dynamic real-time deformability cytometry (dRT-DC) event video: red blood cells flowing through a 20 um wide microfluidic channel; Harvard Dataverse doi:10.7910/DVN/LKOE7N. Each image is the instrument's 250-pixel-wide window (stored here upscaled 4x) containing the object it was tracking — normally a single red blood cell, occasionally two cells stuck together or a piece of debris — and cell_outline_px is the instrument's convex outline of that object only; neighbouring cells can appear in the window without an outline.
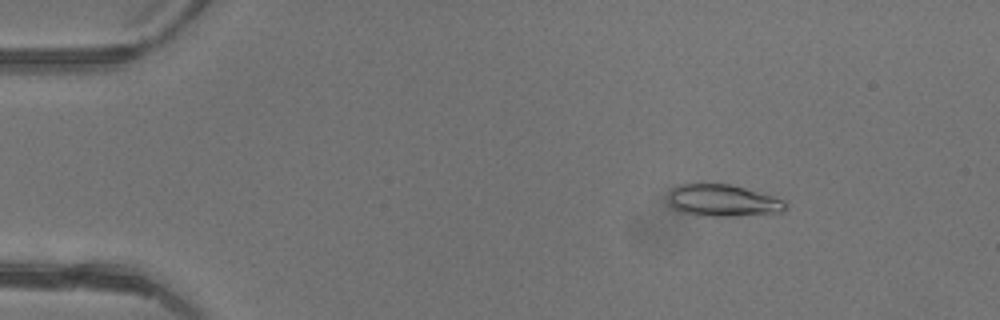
{"species": "common noctule bat (a hibernating species)", "species_latin": "Nyctalus noctula", "temperature_condition": "warm", "stored_images_in_passage": 42, "camera_frame_rate_fps": 3000, "um_per_image_px": 0.085, "animal": {"sex": "female"}, "frame": {"image": 1, "passage_image": 2, "time_ms": 0.333, "image_size_px": [1000, 320], "cell_outline_px": [[788, 208], [780, 212], [736, 216], [704, 216], [680, 212], [672, 208], [668, 204], [668, 192], [672, 188], [680, 184], [728, 184], [744, 188], [788, 200]], "centroid_in_image_um": [61.44, 17.05], "position_along_channel_um": 23.6, "area_um2": 22.08}}
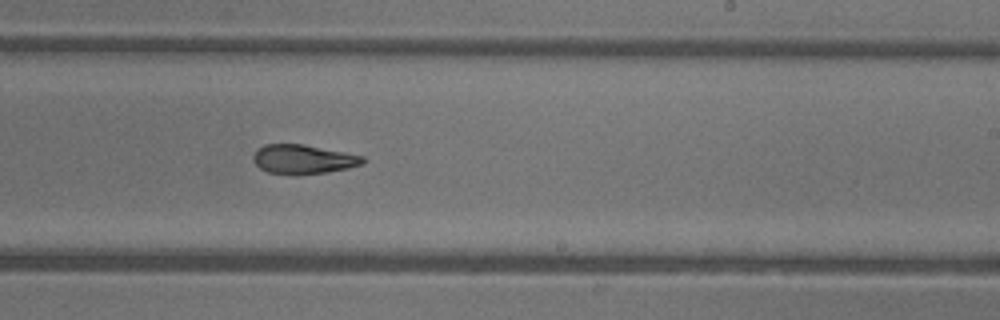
{"frame": {"image": 2, "passage_image": 24, "time_ms": 7.667, "image_size_px": [1000, 320], "cell_outline_px": [[364, 164], [348, 168], [324, 172], [296, 176], [288, 176], [268, 172], [260, 168], [252, 160], [252, 156], [256, 148], [264, 144], [304, 144], [364, 156]], "centroid_in_image_um": [25.72, 13.55], "position_along_channel_um": 263.3, "area_um2": 19.02}}
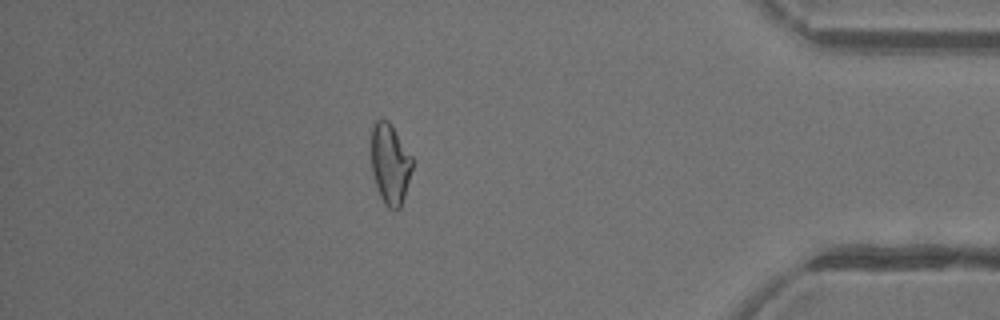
{"frame": {"image": 3, "passage_image": 36, "time_ms": 11.667, "image_size_px": [1000, 320], "cell_outline_px": [[416, 160], [400, 208], [388, 208], [384, 204], [380, 196], [372, 172], [372, 128], [376, 120], [388, 120], [392, 124]], "centroid_in_image_um": [33.21, 13.9], "position_along_channel_um": 402.0, "area_um2": 19.54}, "authors_computed_cell_mechanics": {"area_um2": 19.7387, "velocity_mm_per_s": 4.4516, "shape_relaxation_time_tau1_ms": 6.9986, "shape_relaxation_time_tau2_ms": 2.0465, "deformation_change_tau1": 0.2275, "deformation_change_tau2": 0.1006}}